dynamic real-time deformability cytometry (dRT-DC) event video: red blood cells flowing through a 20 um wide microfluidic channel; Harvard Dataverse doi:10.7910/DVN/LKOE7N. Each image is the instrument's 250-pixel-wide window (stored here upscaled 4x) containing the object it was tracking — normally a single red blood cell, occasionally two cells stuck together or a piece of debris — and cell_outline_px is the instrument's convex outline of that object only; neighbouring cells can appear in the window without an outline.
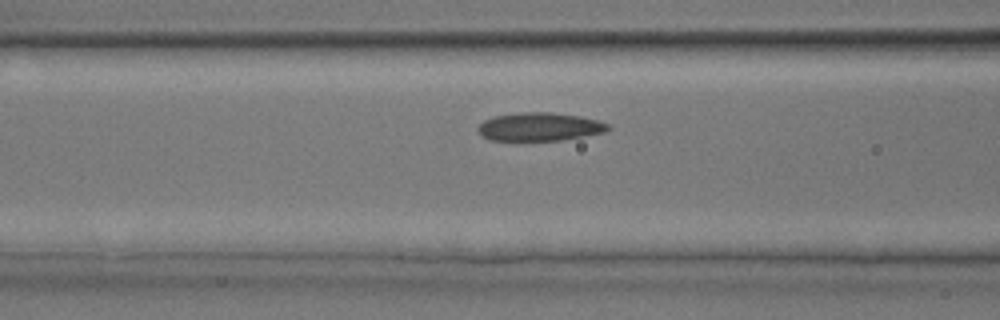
{"species": "common noctule bat (a hibernating species)", "species_latin": "Nyctalus noctula", "temperature_condition": "room temperature", "stored_images_in_passage": 7, "camera_frame_rate_fps": 3000, "um_per_image_px": 0.085, "animal": {"sex": "male", "body_mass_g": 17.9, "forearm_length_mm": 54.2}, "frame": {"image": 1, "passage_image": 6, "time_ms": 1.667, "image_size_px": [1000, 320], "cell_outline_px": [[612, 128], [604, 132], [564, 140], [488, 140], [480, 136], [476, 128], [484, 120], [492, 116], [524, 112], [552, 112], [580, 116], [596, 120], [608, 124]], "centroid_in_image_um": [45.83, 10.77], "position_along_channel_um": 120.8, "area_um2": 21.56}}